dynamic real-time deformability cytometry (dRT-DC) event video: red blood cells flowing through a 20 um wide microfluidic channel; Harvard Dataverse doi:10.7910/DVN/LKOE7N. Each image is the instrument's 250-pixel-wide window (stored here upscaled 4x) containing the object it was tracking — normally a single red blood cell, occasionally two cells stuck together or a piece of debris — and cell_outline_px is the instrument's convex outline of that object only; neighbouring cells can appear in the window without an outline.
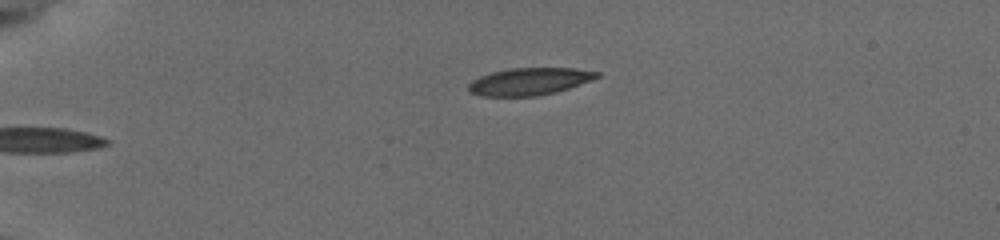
{"species": "common noctule bat (a hibernating species)", "species_latin": "Nyctalus noctula", "temperature_condition": "cold", "stored_images_in_passage": 6, "camera_frame_rate_fps": 3000, "um_per_image_px": 0.085, "animal": {"sex": "female", "body_mass_g": 19.5, "forearm_length_mm": 54.1}, "frame": {"image": 1, "passage_image": 6, "time_ms": 5.333, "image_size_px": [1000, 240], "cell_outline_px": [[600, 76], [592, 80], [556, 92], [536, 96], [480, 96], [468, 92], [468, 84], [472, 80], [480, 76], [492, 72], [508, 68], [576, 68], [600, 72]], "centroid_in_image_um": [44.98, 6.92], "position_along_channel_um": 40.0, "area_um2": 20.52}}